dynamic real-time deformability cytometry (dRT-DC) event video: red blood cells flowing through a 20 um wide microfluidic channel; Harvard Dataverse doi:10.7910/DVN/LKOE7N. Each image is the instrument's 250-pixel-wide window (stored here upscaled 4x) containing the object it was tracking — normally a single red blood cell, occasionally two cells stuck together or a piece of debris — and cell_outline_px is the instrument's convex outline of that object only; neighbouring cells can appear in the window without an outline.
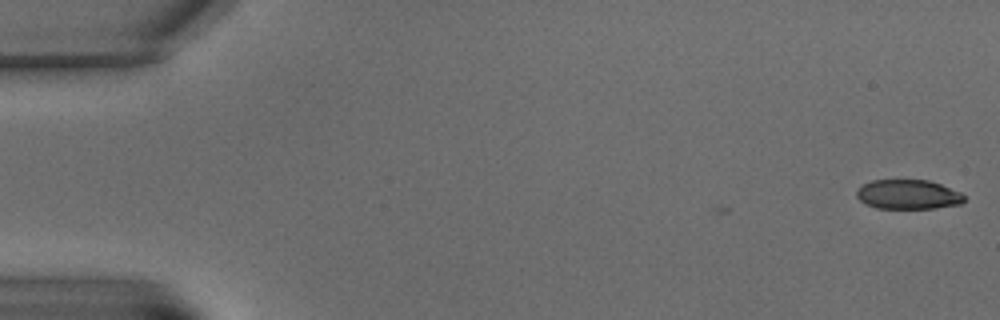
{"species": "common noctule bat (a hibernating species)", "species_latin": "Nyctalus noctula", "temperature_condition": "warm", "stored_images_in_passage": 2, "camera_frame_rate_fps": 3000, "um_per_image_px": 0.085, "animal": {"sex": "male", "body_mass_g": 15.6}, "frame": {"image": 1, "passage_image": 2, "time_ms": 1.0, "image_size_px": [1000, 320], "cell_outline_px": [[964, 200], [960, 204], [936, 208], [876, 208], [860, 200], [856, 196], [856, 192], [864, 184], [872, 180], [928, 180], [940, 184], [960, 192], [964, 196]], "centroid_in_image_um": [77.2, 16.53], "position_along_channel_um": 7.8, "area_um2": 18.26}}